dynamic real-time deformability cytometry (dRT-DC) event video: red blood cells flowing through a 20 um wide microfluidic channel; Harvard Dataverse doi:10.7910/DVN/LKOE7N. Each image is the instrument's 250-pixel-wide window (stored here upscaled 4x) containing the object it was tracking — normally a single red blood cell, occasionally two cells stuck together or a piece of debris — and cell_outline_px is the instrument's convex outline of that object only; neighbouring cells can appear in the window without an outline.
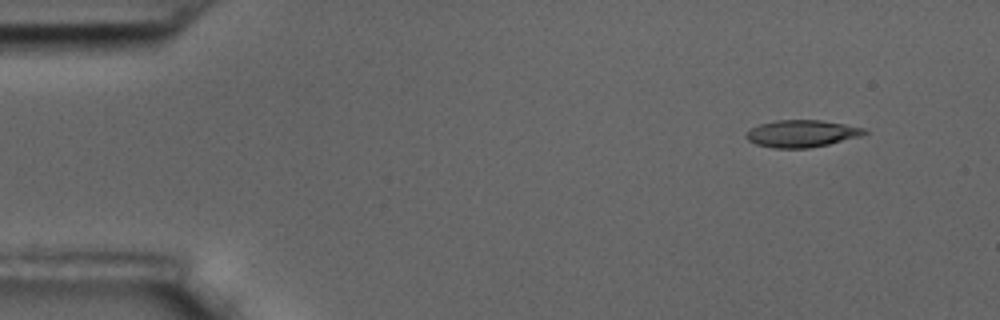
{"species": "common noctule bat (a hibernating species)", "species_latin": "Nyctalus noctula", "temperature_condition": "room temperature", "stored_images_in_passage": 10, "camera_frame_rate_fps": 3000, "um_per_image_px": 0.085, "animal": {"sex": "male", "body_mass_g": 17.5, "forearm_length_mm": 52.3}, "frame": {"image": 1, "passage_image": 1, "time_ms": 0.0, "image_size_px": [1000, 320], "cell_outline_px": [[868, 132], [860, 136], [828, 144], [808, 148], [772, 148], [756, 144], [748, 140], [744, 136], [752, 128], [760, 124], [776, 120], [820, 120], [844, 124], [864, 128]], "centroid_in_image_um": [68.13, 11.35], "position_along_channel_um": 16.9, "area_um2": 18.5}}
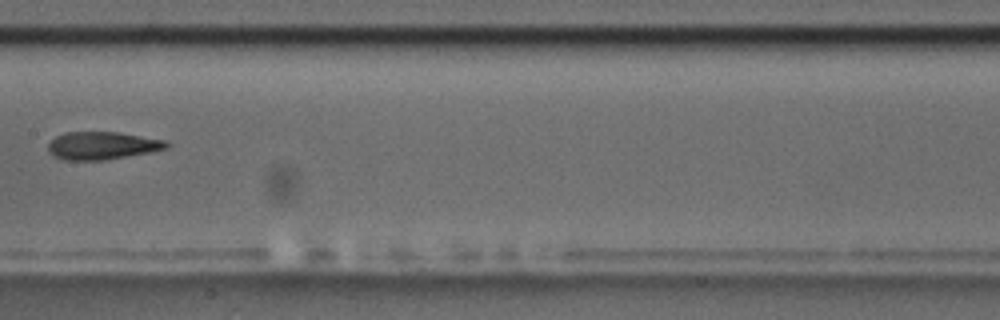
{"frame": {"image": 2, "passage_image": 8, "time_ms": 2.333, "image_size_px": [1000, 320], "cell_outline_px": [[172, 144], [168, 148], [152, 152], [108, 160], [64, 160], [52, 156], [48, 152], [48, 144], [56, 136], [64, 132], [116, 132], [164, 140]], "centroid_in_image_um": [8.69, 12.39], "position_along_channel_um": 198.7, "area_um2": 19.36}}
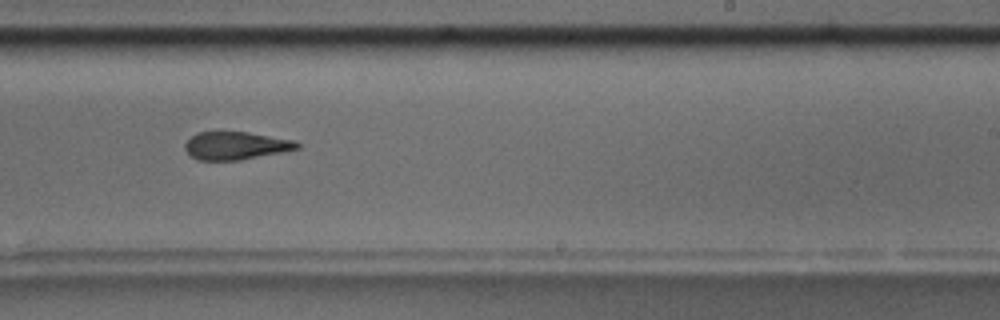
{"frame": {"image": 3, "passage_image": 10, "time_ms": 3.0, "image_size_px": [1000, 320], "cell_outline_px": [[300, 148], [240, 160], [196, 160], [184, 148], [184, 144], [192, 136], [200, 132], [248, 132], [296, 140], [300, 144]], "centroid_in_image_um": [20.06, 12.38], "position_along_channel_um": 268.9, "area_um2": 18.09}}